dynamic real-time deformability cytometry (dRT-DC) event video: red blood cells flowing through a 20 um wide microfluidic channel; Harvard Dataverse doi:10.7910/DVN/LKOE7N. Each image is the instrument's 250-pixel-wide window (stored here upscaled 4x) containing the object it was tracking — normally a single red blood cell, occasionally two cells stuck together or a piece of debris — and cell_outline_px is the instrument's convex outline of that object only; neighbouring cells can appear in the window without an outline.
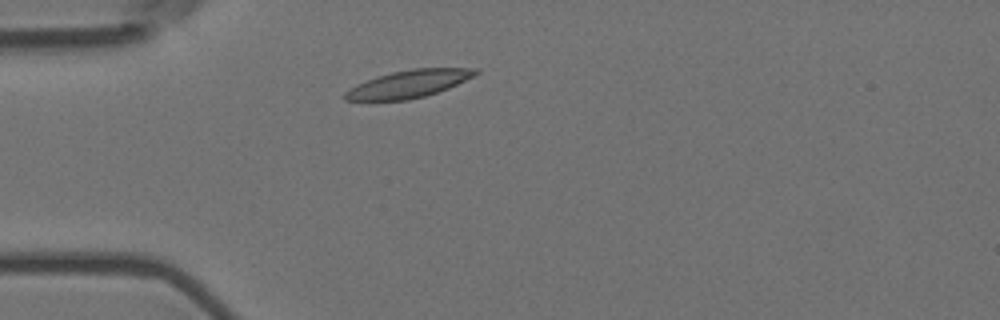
{"species": "Egyptian fruit bat (a non-hibernating species)", "species_latin": "Rousettus aegyptiacus", "temperature_condition": "room temperature", "stored_images_in_passage": 3, "camera_frame_rate_fps": 3000, "um_per_image_px": 0.085, "animal": {"sex": "female"}, "frame": {"image": 1, "passage_image": 2, "time_ms": 0.333, "image_size_px": [1000, 320], "cell_outline_px": [[480, 72], [448, 88], [424, 96], [408, 100], [344, 100], [344, 92], [348, 88], [376, 76], [392, 72], [412, 68], [480, 68]], "centroid_in_image_um": [34.71, 7.12], "position_along_channel_um": 50.3, "area_um2": 20.75}}